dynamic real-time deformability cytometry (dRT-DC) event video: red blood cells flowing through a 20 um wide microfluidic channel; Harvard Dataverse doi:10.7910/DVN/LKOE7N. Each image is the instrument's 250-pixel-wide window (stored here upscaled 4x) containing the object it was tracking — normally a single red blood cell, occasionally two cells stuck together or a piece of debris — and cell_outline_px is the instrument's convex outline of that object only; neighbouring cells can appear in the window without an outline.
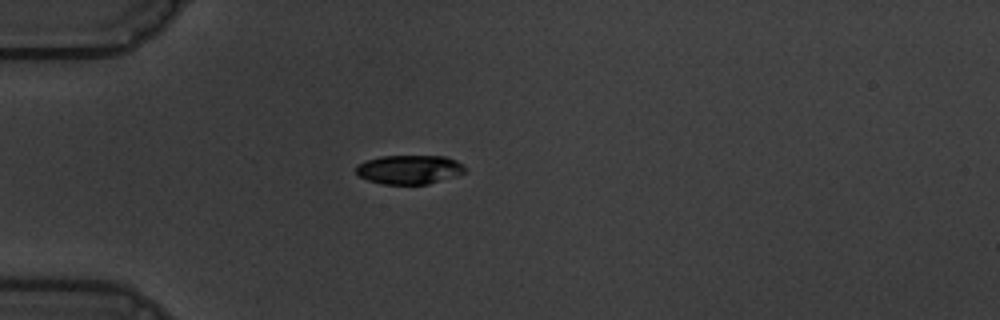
{"species": "common noctule bat (a hibernating species)", "species_latin": "Nyctalus noctula", "temperature_condition": "warm", "stored_images_in_passage": 5, "camera_frame_rate_fps": 3000, "um_per_image_px": 0.085, "animal": {"sex": "male", "body_mass_g": 19.5, "forearm_length_mm": 54.6}, "frame": {"image": 1, "passage_image": 1, "time_ms": 0.0, "image_size_px": [1000, 320], "cell_outline_px": [[468, 172], [456, 176], [428, 184], [380, 184], [368, 180], [360, 176], [356, 172], [356, 164], [368, 160], [384, 156], [444, 156], [456, 160], [464, 164]], "centroid_in_image_um": [34.84, 14.41], "position_along_channel_um": 50.2, "area_um2": 18.55}}